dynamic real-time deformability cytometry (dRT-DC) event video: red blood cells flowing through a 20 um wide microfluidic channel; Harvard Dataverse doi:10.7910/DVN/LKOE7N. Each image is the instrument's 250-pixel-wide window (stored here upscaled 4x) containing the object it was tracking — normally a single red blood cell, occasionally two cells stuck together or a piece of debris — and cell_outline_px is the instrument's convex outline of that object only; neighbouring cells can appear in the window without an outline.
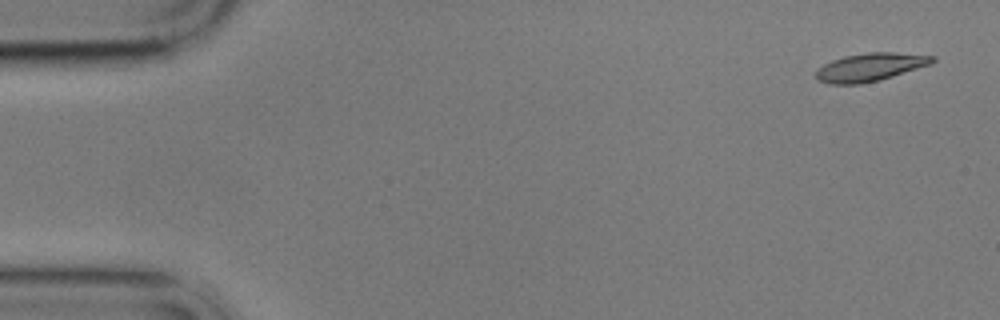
{"species": "common noctule bat (a hibernating species)", "species_latin": "Nyctalus noctula", "temperature_condition": "cold", "stored_images_in_passage": 5, "camera_frame_rate_fps": 3000, "um_per_image_px": 0.085, "animal": {"sex": "male", "body_mass_g": 17.9}, "frame": {"image": 1, "passage_image": 1, "time_ms": 0.0, "image_size_px": [1000, 320], "cell_outline_px": [[936, 60], [932, 64], [880, 80], [860, 84], [828, 84], [816, 80], [816, 72], [824, 64], [832, 60], [844, 56], [868, 52], [892, 52], [936, 56]], "centroid_in_image_um": [73.98, 5.71], "position_along_channel_um": 11.0, "area_um2": 19.13}}